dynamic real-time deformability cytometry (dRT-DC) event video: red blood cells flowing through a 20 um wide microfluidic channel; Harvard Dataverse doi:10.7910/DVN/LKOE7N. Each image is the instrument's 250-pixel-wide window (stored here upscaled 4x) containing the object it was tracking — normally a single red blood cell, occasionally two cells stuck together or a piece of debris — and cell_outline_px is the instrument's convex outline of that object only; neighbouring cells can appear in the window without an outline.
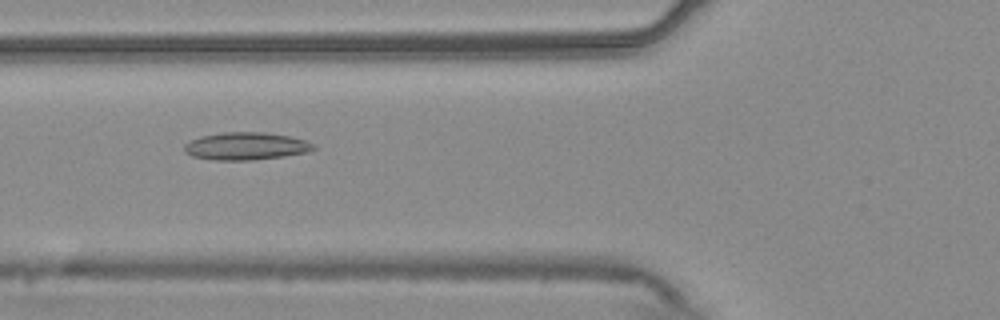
{"species": "common noctule bat (a hibernating species)", "species_latin": "Nyctalus noctula", "temperature_condition": "warm", "stored_images_in_passage": 40, "camera_frame_rate_fps": 3000, "um_per_image_px": 0.085, "animal": {"sex": "male", "body_mass_g": 20.4}, "frame": {"image": 1, "passage_image": 11, "time_ms": 3.333, "image_size_px": [1000, 320], "cell_outline_px": [[316, 148], [308, 152], [284, 156], [252, 160], [212, 160], [192, 156], [184, 152], [184, 144], [200, 136], [224, 132], [264, 132], [288, 136], [304, 140], [312, 144]], "centroid_in_image_um": [20.87, 12.42], "position_along_channel_um": 104.9, "area_um2": 20.69}}
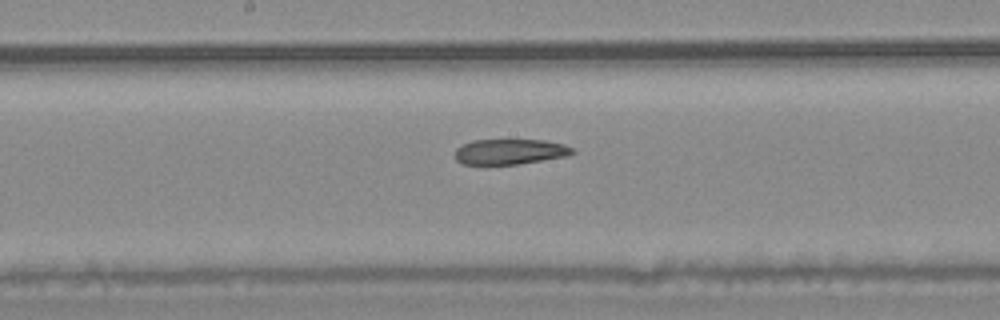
{"frame": {"image": 2, "passage_image": 19, "time_ms": 6.0, "image_size_px": [1000, 320], "cell_outline_px": [[576, 152], [568, 156], [520, 164], [464, 164], [456, 160], [456, 148], [472, 140], [544, 140], [564, 144], [572, 148]], "centroid_in_image_um": [43.38, 12.89], "position_along_channel_um": 204.8, "area_um2": 17.34}}
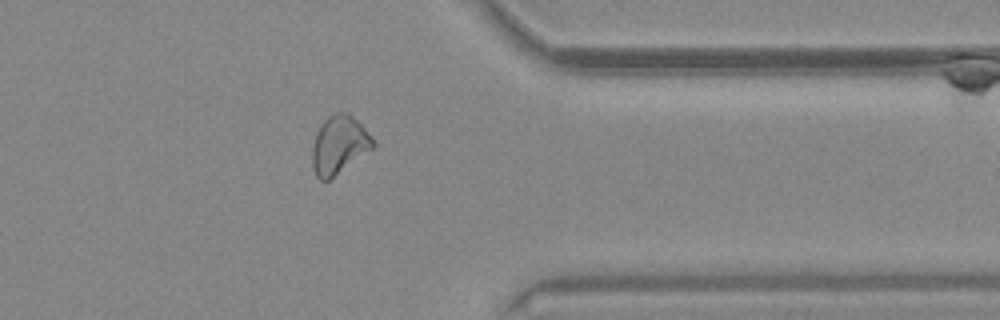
{"frame": {"image": 3, "passage_image": 34, "time_ms": 11.0, "image_size_px": [1000, 320], "cell_outline_px": [[376, 144], [372, 148], [328, 180], [320, 180], [316, 176], [312, 168], [312, 148], [316, 132], [320, 124], [328, 116], [336, 112], [348, 112], [372, 136]], "centroid_in_image_um": [28.79, 12.29], "position_along_channel_um": 382.6, "area_um2": 20.35}}